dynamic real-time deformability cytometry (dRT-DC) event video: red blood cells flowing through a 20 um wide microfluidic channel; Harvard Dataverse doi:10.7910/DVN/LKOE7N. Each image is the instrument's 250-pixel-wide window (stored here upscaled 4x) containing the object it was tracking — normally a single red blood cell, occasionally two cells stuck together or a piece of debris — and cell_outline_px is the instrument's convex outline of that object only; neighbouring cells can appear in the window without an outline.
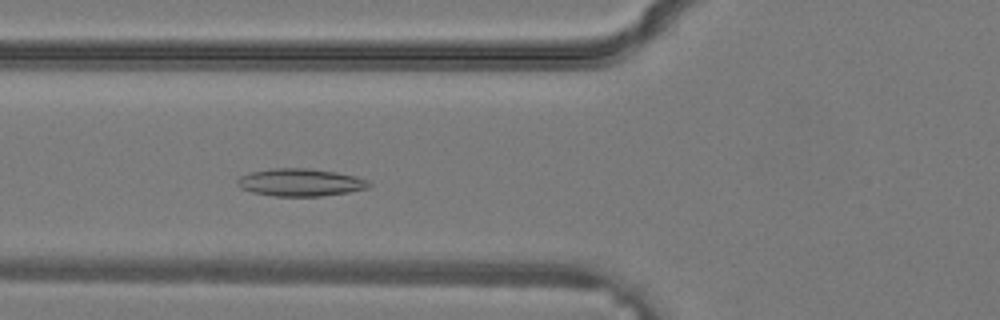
{"species": "common noctule bat (a hibernating species)", "species_latin": "Nyctalus noctula", "temperature_condition": "warm", "stored_images_in_passage": 6, "camera_frame_rate_fps": 3000, "um_per_image_px": 0.085, "animal": {"sex": "male", "body_mass_g": 19.2, "forearm_length_mm": 51.8}, "frame": {"image": 1, "passage_image": 6, "time_ms": 1.667, "image_size_px": [1000, 320], "cell_outline_px": [[372, 184], [368, 188], [348, 192], [320, 196], [276, 196], [252, 192], [240, 188], [236, 184], [236, 180], [240, 176], [252, 172], [272, 168], [308, 168], [336, 172], [368, 180]], "centroid_in_image_um": [25.5, 15.5], "position_along_channel_um": 100.3, "area_um2": 21.04}}